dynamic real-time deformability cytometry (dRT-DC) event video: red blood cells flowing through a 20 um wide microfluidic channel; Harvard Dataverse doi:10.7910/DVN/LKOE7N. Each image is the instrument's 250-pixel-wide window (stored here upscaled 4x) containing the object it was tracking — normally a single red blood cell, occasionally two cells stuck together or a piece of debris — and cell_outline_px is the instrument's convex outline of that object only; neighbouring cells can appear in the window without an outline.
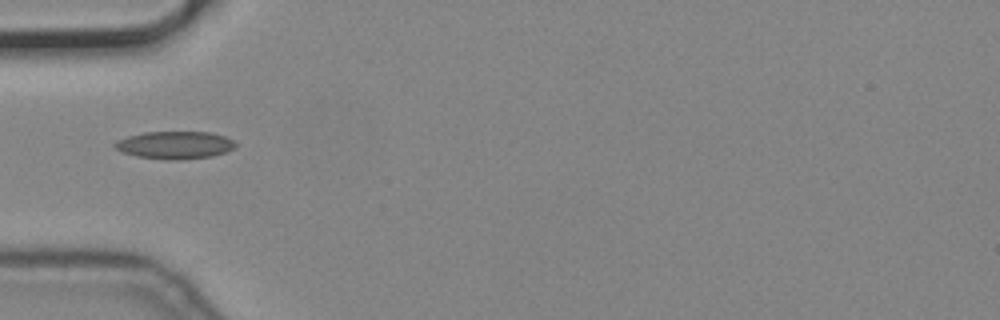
{"species": "common noctule bat (a hibernating species)", "species_latin": "Nyctalus noctula", "temperature_condition": "cold", "stored_images_in_passage": 32, "camera_frame_rate_fps": 3000, "um_per_image_px": 0.085, "animal": {"sex": "male", "body_mass_g": 19.2, "forearm_length_mm": 51.8}, "frame": {"image": 1, "passage_image": 1, "time_ms": 0.0, "image_size_px": [1000, 320], "cell_outline_px": [[236, 144], [232, 148], [224, 152], [212, 156], [176, 160], [168, 160], [136, 156], [124, 152], [116, 148], [112, 144], [116, 140], [128, 136], [144, 132], [212, 132], [224, 136], [232, 140]], "centroid_in_image_um": [14.83, 12.32], "position_along_channel_um": 70.2, "area_um2": 19.25}}
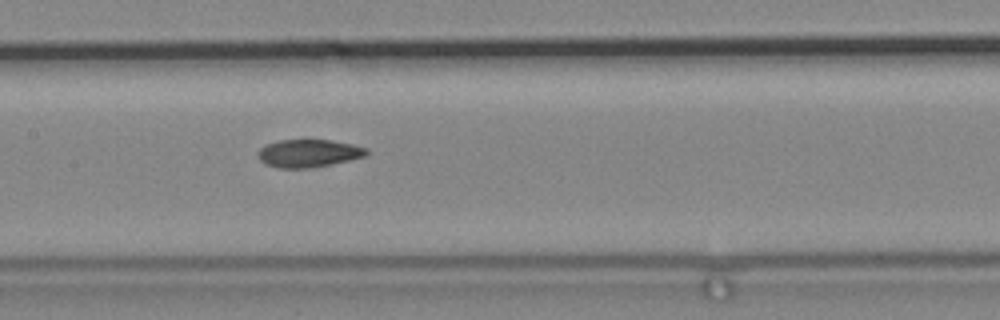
{"frame": {"image": 2, "passage_image": 10, "time_ms": 3.0, "image_size_px": [1000, 320], "cell_outline_px": [[368, 152], [364, 156], [348, 160], [312, 168], [280, 168], [264, 164], [260, 160], [256, 152], [264, 144], [280, 140], [332, 140], [352, 144], [368, 148]], "centroid_in_image_um": [26.18, 13.02], "position_along_channel_um": 181.2, "area_um2": 17.63}}
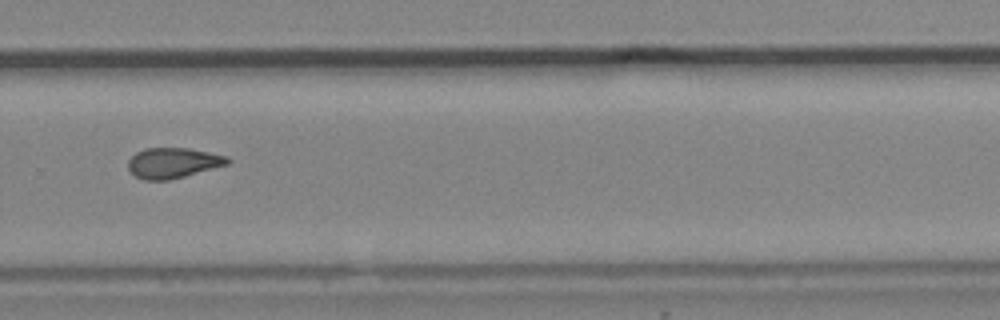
{"frame": {"image": 3, "passage_image": 21, "time_ms": 6.667, "image_size_px": [1000, 320], "cell_outline_px": [[232, 160], [228, 164], [184, 176], [168, 180], [144, 180], [136, 176], [128, 168], [128, 160], [136, 152], [144, 148], [188, 148], [228, 156]], "centroid_in_image_um": [14.71, 13.84], "position_along_channel_um": 315.1, "area_um2": 17.51}}